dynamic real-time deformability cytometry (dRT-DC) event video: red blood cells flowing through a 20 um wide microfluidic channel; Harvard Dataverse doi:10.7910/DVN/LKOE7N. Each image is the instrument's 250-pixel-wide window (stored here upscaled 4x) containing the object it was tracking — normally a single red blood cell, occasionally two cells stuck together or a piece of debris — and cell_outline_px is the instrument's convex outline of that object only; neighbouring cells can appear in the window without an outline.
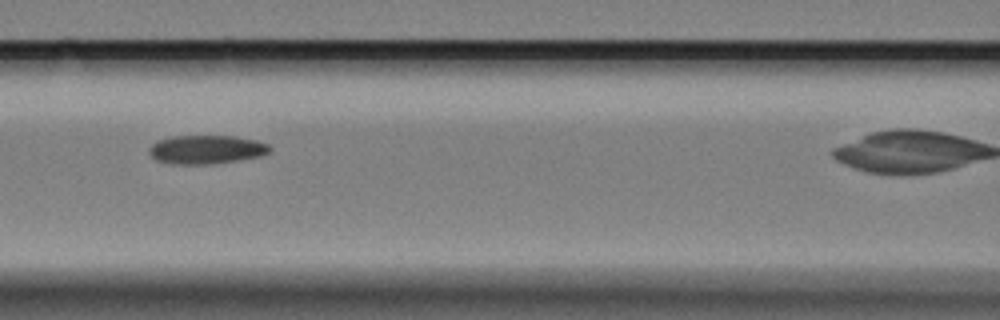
{"species": "Egyptian fruit bat (a non-hibernating species)", "species_latin": "Rousettus aegyptiacus", "temperature_condition": "cold", "stored_images_in_passage": 8, "camera_frame_rate_fps": 3000, "um_per_image_px": 0.085, "animal": {"sex": "female"}, "frame": {"image": 1, "passage_image": 6, "time_ms": 6.0, "image_size_px": [1000, 320], "cell_outline_px": [[272, 148], [268, 152], [260, 156], [236, 160], [208, 164], [172, 164], [156, 160], [148, 152], [148, 148], [152, 144], [160, 140], [172, 136], [236, 136], [256, 140], [268, 144]], "centroid_in_image_um": [17.52, 12.7], "position_along_channel_um": 149.1, "area_um2": 20.06}}
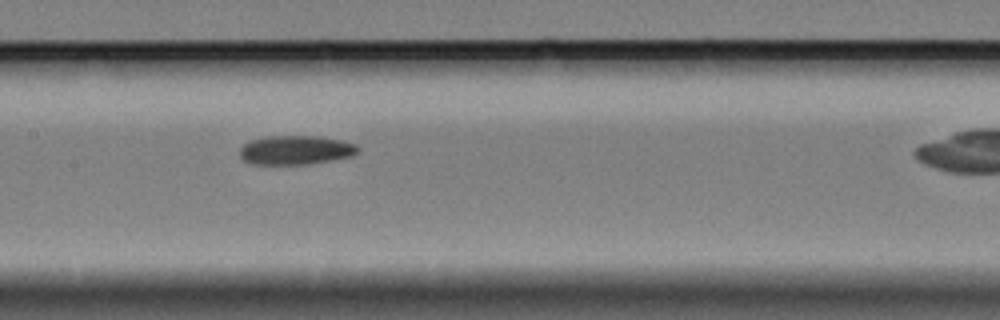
{"frame": {"image": 2, "passage_image": 7, "time_ms": 7.0, "image_size_px": [1000, 320], "cell_outline_px": [[360, 152], [352, 156], [332, 160], [308, 164], [252, 164], [244, 160], [240, 156], [240, 148], [248, 140], [268, 136], [320, 136], [340, 140], [356, 144], [360, 148]], "centroid_in_image_um": [25.15, 12.75], "position_along_channel_um": 182.2, "area_um2": 20.17}}